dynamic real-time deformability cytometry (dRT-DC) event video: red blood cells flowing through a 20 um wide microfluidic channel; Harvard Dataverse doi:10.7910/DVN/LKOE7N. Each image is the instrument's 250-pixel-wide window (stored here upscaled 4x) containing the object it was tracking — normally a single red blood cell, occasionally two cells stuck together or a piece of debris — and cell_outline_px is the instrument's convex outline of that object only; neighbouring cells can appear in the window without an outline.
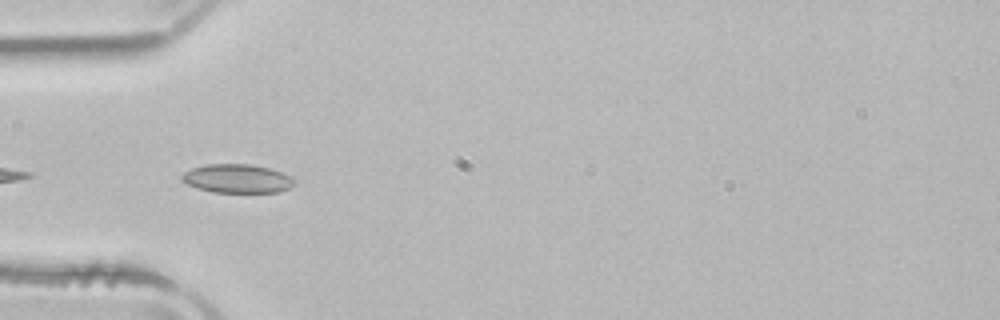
{"species": "common noctule bat (a hibernating species)", "species_latin": "Nyctalus noctula", "temperature_condition": "room temperature", "stored_images_in_passage": 42, "camera_frame_rate_fps": 3000, "um_per_image_px": 0.085, "animal": {"sex": "male", "body_mass_g": 21.5, "forearm_length_mm": 52.0}, "frame": {"image": 1, "passage_image": 7, "time_ms": 2.0, "image_size_px": [1000, 320], "cell_outline_px": [[296, 184], [280, 192], [212, 192], [196, 188], [180, 180], [180, 176], [184, 172], [192, 168], [208, 164], [252, 164], [268, 168], [280, 172], [296, 180]], "centroid_in_image_um": [20.14, 15.18], "position_along_channel_um": 64.9, "area_um2": 18.84}, "authors_computed_cell_mechanics": {"area_um2": 15.2881, "velocity_mm_per_s": 3.9003, "shape_relaxation_time_tau1_ms": 4.8138, "shape_relaxation_time_tau2_ms": null, "deformation_change_tau1": 0.141, "deformation_change_tau2": null}}